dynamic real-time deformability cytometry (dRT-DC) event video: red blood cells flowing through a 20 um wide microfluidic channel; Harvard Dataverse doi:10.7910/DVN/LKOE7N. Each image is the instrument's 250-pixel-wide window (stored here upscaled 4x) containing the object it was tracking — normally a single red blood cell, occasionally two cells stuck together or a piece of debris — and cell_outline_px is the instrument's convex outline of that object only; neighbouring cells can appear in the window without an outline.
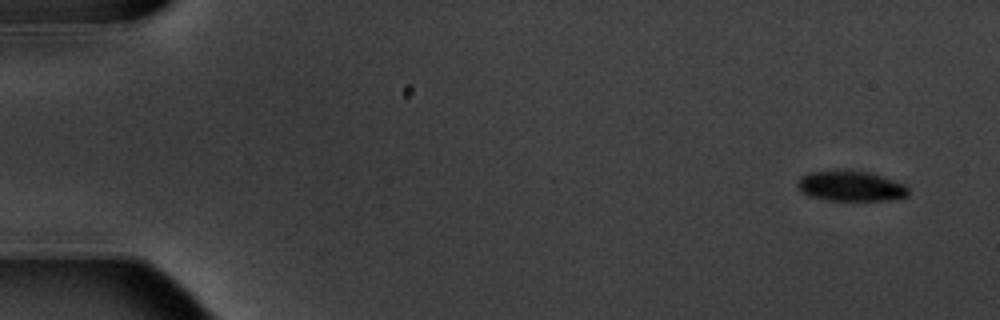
{"species": "common noctule bat (a hibernating species)", "species_latin": "Nyctalus noctula", "temperature_condition": "warm", "stored_images_in_passage": 6, "camera_frame_rate_fps": 3000, "um_per_image_px": 0.085, "animal": {"sex": "male", "body_mass_g": 20.1, "forearm_length_mm": 53.5}, "frame": {"image": 1, "passage_image": 1, "time_ms": 0.0, "image_size_px": [1000, 320], "cell_outline_px": [[908, 196], [892, 200], [828, 200], [808, 196], [800, 192], [796, 184], [800, 176], [808, 172], [868, 172], [904, 184], [908, 188]], "centroid_in_image_um": [72.28, 15.85], "position_along_channel_um": 12.7, "area_um2": 19.13}}